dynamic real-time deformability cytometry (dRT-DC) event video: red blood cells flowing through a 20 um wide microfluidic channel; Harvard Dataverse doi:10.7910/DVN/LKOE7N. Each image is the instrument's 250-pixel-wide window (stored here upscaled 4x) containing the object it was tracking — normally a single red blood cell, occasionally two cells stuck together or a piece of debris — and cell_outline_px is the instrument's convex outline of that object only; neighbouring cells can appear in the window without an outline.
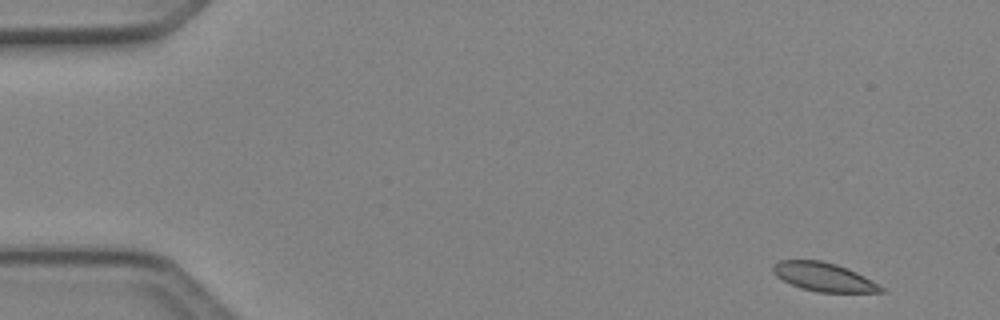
{"species": "Egyptian fruit bat (a non-hibernating species)", "species_latin": "Rousettus aegyptiacus", "temperature_condition": "cold", "stored_images_in_passage": 4, "camera_frame_rate_fps": 3000, "um_per_image_px": 0.085, "animal": {"sex": "female"}, "frame": {"image": 1, "passage_image": 1, "time_ms": 0.0, "image_size_px": [1000, 320], "cell_outline_px": [[884, 292], [816, 292], [800, 288], [776, 276], [772, 272], [772, 264], [780, 260], [820, 260], [836, 264], [848, 268], [864, 276], [884, 288]], "centroid_in_image_um": [69.98, 23.53], "position_along_channel_um": 15.0, "area_um2": 17.98}}
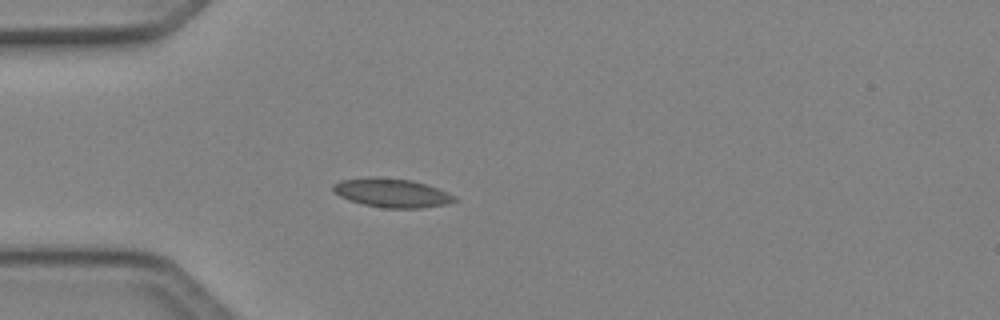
{"frame": {"image": 2, "passage_image": 4, "time_ms": 1.0, "image_size_px": [1000, 320], "cell_outline_px": [[456, 200], [448, 204], [420, 208], [384, 208], [364, 204], [348, 200], [340, 196], [332, 188], [332, 184], [340, 180], [368, 176], [376, 176], [412, 180], [448, 192], [456, 196]], "centroid_in_image_um": [33.28, 16.38], "position_along_channel_um": 51.7, "area_um2": 20.52}}